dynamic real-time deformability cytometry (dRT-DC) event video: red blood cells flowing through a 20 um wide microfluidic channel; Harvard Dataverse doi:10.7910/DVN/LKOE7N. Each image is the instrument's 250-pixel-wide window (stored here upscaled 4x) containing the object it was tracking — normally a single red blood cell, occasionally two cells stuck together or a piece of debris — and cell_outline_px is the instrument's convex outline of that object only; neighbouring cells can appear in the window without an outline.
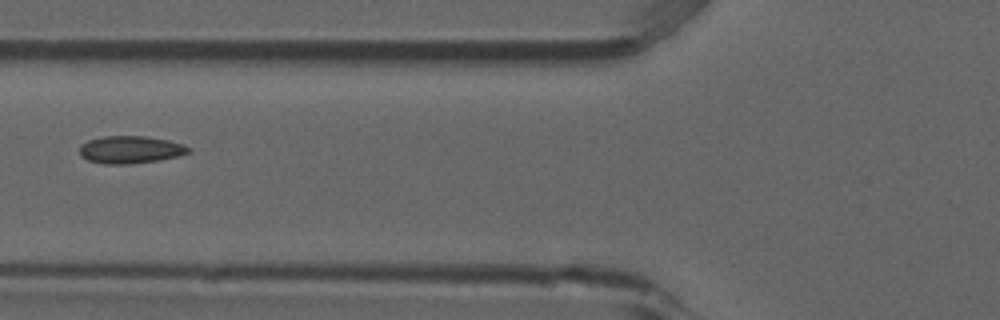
{"species": "common noctule bat (a hibernating species)", "species_latin": "Nyctalus noctula", "temperature_condition": "room temperature", "stored_images_in_passage": 3, "camera_frame_rate_fps": 3000, "um_per_image_px": 0.085, "animal": {"sex": "male", "forearm_length_mm": 52.5}, "frame": {"image": 1, "passage_image": 3, "time_ms": 0.667, "image_size_px": [1000, 320], "cell_outline_px": [[192, 148], [188, 152], [176, 156], [160, 160], [128, 164], [104, 164], [88, 160], [80, 156], [80, 144], [88, 140], [104, 136], [144, 136], [168, 140], [184, 144]], "centroid_in_image_um": [11.06, 12.72], "position_along_channel_um": 114.7, "area_um2": 17.46}}